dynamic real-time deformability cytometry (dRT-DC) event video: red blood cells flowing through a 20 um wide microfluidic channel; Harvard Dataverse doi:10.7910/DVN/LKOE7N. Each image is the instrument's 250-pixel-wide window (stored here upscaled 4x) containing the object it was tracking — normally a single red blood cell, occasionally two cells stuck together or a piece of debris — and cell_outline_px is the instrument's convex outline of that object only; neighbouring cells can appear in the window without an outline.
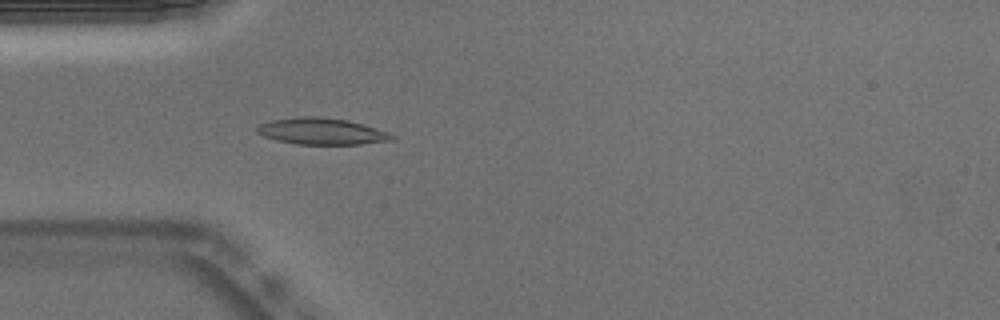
{"species": "Egyptian fruit bat (a non-hibernating species)", "species_latin": "Rousettus aegyptiacus", "temperature_condition": "warm", "stored_images_in_passage": 52, "camera_frame_rate_fps": 3000, "um_per_image_px": 0.085, "animal": {"sex": "male"}, "frame": {"image": 1, "passage_image": 15, "time_ms": 4.667, "image_size_px": [1000, 320], "cell_outline_px": [[396, 140], [360, 144], [296, 144], [276, 140], [264, 136], [256, 132], [256, 128], [260, 124], [272, 120], [304, 116], [316, 116], [348, 120], [376, 128], [388, 132], [396, 136]], "centroid_in_image_um": [27.37, 11.16], "position_along_channel_um": 57.6, "area_um2": 20.81}}
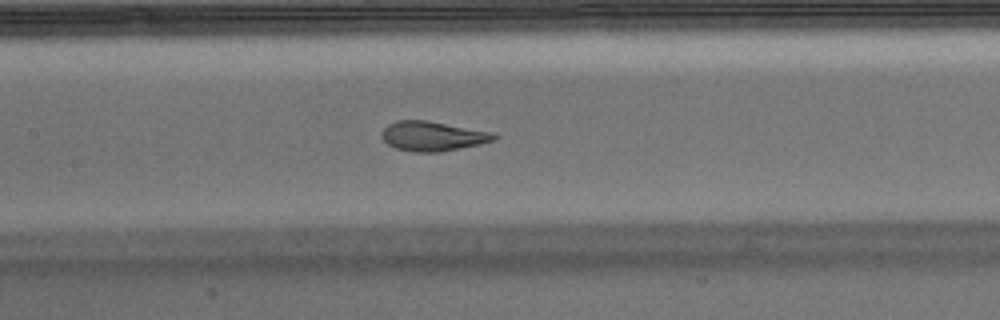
{"frame": {"image": 2, "passage_image": 24, "time_ms": 7.667, "image_size_px": [1000, 320], "cell_outline_px": [[500, 136], [496, 140], [480, 144], [440, 152], [416, 152], [396, 148], [388, 144], [380, 136], [380, 132], [388, 124], [396, 120], [424, 120], [496, 132]], "centroid_in_image_um": [36.81, 11.56], "position_along_channel_um": 170.6, "area_um2": 19.59}}
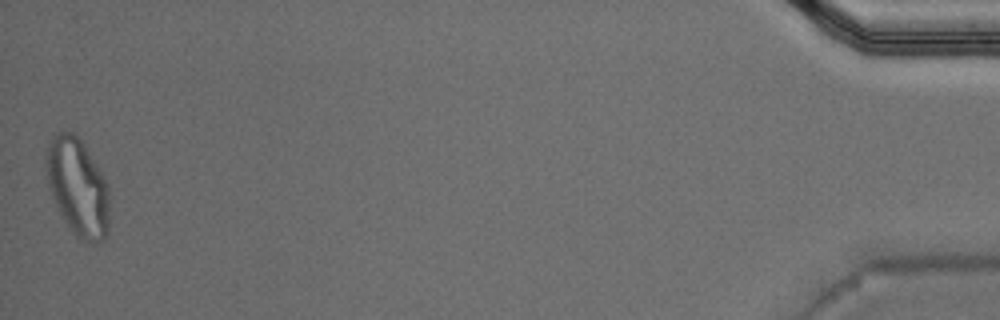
{"frame": {"image": 3, "passage_image": 52, "time_ms": 17.0, "image_size_px": [1000, 320], "cell_outline_px": [[108, 232], [104, 240], [96, 244], [80, 240], [76, 236], [64, 220], [48, 188], [44, 156], [48, 144], [52, 136], [56, 132], [72, 132], [84, 144], [108, 184]], "centroid_in_image_um": [6.59, 15.91], "position_along_channel_um": 428.6, "area_um2": 36.07}, "authors_computed_cell_mechanics": {"area_um2": 19.9121, "velocity_mm_per_s": 3.8056, "shape_relaxation_time_tau1_ms": 6.2926, "shape_relaxation_time_tau2_ms": 0.5021, "deformation_change_tau1": 0.2498, "deformation_change_tau2": 0.0677}}